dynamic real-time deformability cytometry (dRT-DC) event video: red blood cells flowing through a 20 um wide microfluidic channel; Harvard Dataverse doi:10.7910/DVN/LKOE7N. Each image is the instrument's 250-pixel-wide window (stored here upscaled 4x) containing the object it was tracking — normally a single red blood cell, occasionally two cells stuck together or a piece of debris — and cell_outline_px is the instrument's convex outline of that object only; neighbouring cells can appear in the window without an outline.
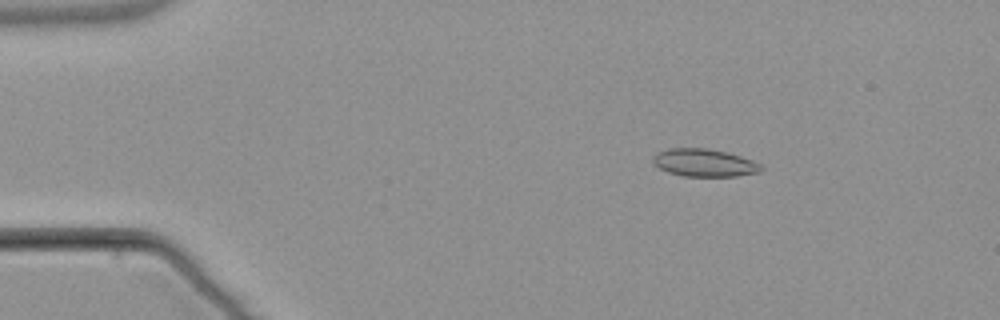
{"species": "common noctule bat (a hibernating species)", "species_latin": "Nyctalus noctula", "temperature_condition": "warm", "stored_images_in_passage": 5, "camera_frame_rate_fps": 3000, "um_per_image_px": 0.085, "animal": {"sex": "male", "body_mass_g": 21.5, "forearm_length_mm": 52.0}, "frame": {"image": 1, "passage_image": 3, "time_ms": 2.333, "image_size_px": [1000, 320], "cell_outline_px": [[764, 168], [760, 172], [736, 176], [684, 176], [668, 172], [660, 168], [652, 160], [652, 156], [656, 152], [668, 148], [708, 148], [728, 152], [752, 160], [760, 164]], "centroid_in_image_um": [59.86, 13.82], "position_along_channel_um": 25.1, "area_um2": 17.51}}